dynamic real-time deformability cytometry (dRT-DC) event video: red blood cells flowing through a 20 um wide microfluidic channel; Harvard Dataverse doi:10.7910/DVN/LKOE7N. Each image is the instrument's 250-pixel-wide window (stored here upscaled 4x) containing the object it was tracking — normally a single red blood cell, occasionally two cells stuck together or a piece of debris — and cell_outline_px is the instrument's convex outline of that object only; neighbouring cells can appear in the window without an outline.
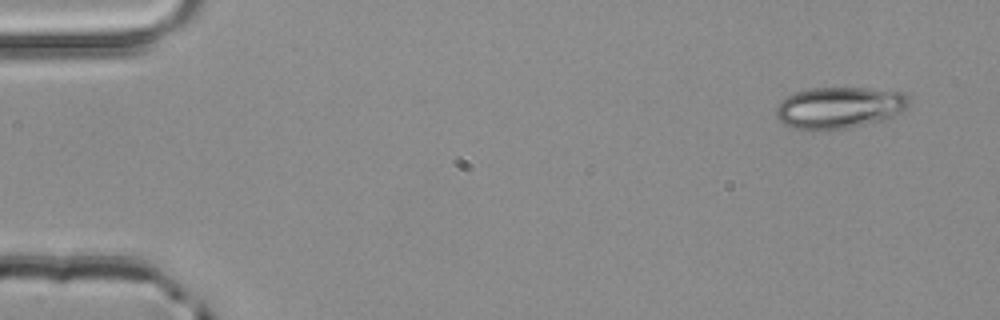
{"species": "common noctule bat (a hibernating species)", "species_latin": "Nyctalus noctula", "temperature_condition": "room temperature", "stored_images_in_passage": 3, "camera_frame_rate_fps": 3000, "um_per_image_px": 0.085, "animal": {"sex": "male", "body_mass_g": 20.4}, "frame": {"image": 1, "passage_image": 1, "time_ms": 0.0, "image_size_px": [1000, 320], "cell_outline_px": [[912, 100], [908, 108], [884, 120], [844, 128], [820, 132], [792, 128], [780, 120], [776, 116], [776, 108], [780, 100], [796, 92], [812, 88], [868, 88], [904, 92]], "centroid_in_image_um": [71.35, 9.16], "position_along_channel_um": 13.6, "area_um2": 32.54}}